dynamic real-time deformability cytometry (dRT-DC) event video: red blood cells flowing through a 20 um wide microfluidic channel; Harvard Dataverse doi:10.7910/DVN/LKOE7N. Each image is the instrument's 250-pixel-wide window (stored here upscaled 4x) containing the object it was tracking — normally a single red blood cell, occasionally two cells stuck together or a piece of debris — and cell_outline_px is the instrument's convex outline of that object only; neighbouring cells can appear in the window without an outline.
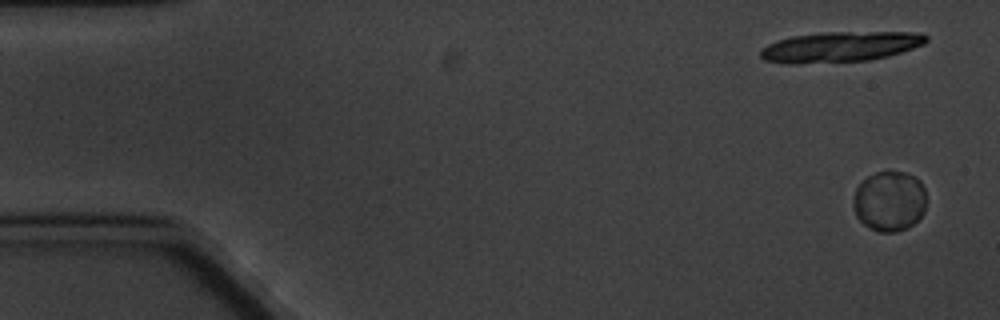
{"species": "common noctule bat (a hibernating species)", "species_latin": "Nyctalus noctula", "temperature_condition": "cold", "stored_images_in_passage": 5, "camera_frame_rate_fps": 3000, "um_per_image_px": 0.085, "animal": {"sex": "male", "body_mass_g": 20.1, "forearm_length_mm": 53.5}, "frame": {"image": 1, "passage_image": 1, "time_ms": 0.0, "image_size_px": [1000, 320], "cell_outline_px": [[924, 212], [908, 228], [896, 232], [880, 232], [864, 224], [856, 216], [852, 204], [852, 200], [856, 188], [868, 176], [876, 172], [888, 168], [904, 172], [920, 180], [924, 188]], "centroid_in_image_um": [75.58, 17.06], "position_along_channel_um": 9.4, "area_um2": 25.84}}